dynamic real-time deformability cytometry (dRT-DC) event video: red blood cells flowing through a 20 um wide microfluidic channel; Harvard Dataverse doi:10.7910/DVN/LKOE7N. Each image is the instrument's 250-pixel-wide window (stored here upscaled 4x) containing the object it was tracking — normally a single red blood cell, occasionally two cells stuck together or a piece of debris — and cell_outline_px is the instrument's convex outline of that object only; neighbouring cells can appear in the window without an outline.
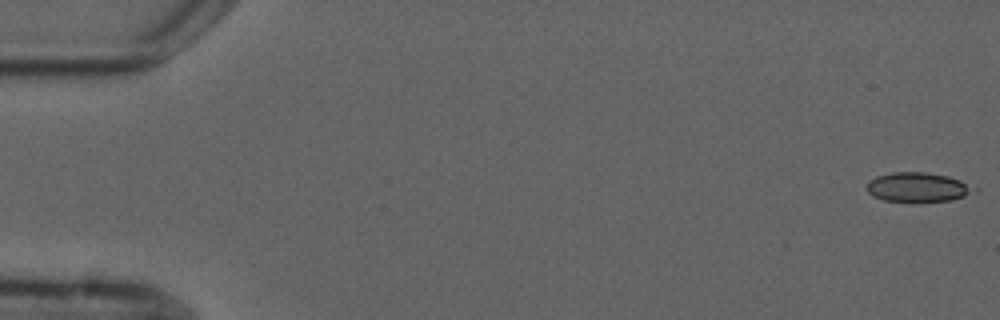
{"species": "common noctule bat (a hibernating species)", "species_latin": "Nyctalus noctula", "temperature_condition": "cold", "stored_images_in_passage": 8, "camera_frame_rate_fps": 3000, "um_per_image_px": 0.085, "animal": {"sex": "male", "forearm_length_mm": 52.5}, "frame": {"image": 1, "passage_image": 1, "time_ms": 0.0, "image_size_px": [1000, 320], "cell_outline_px": [[976, 192], [952, 200], [912, 204], [884, 200], [872, 196], [864, 188], [868, 180], [876, 176], [892, 172], [924, 172], [948, 176], [960, 180], [976, 188]], "centroid_in_image_um": [77.96, 15.95], "position_along_channel_um": 7.0, "area_um2": 19.13}}
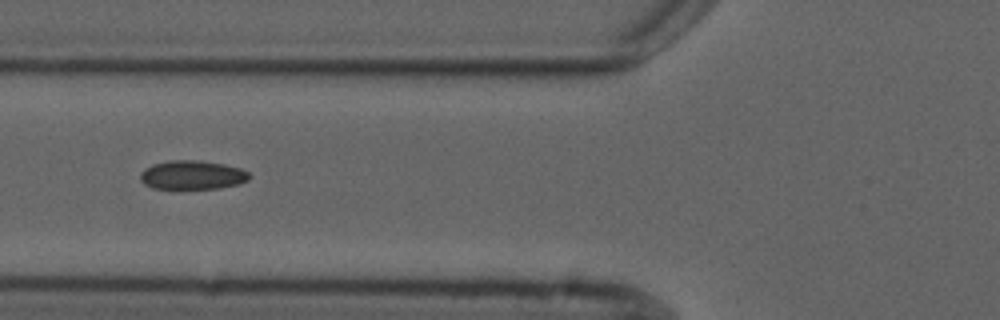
{"frame": {"image": 2, "passage_image": 6, "time_ms": 6.667, "image_size_px": [1000, 320], "cell_outline_px": [[248, 180], [236, 184], [220, 188], [152, 188], [144, 184], [140, 180], [140, 172], [144, 168], [152, 164], [168, 160], [200, 160], [224, 164], [240, 168], [248, 172]], "centroid_in_image_um": [16.29, 14.86], "position_along_channel_um": 109.5, "area_um2": 18.32}}
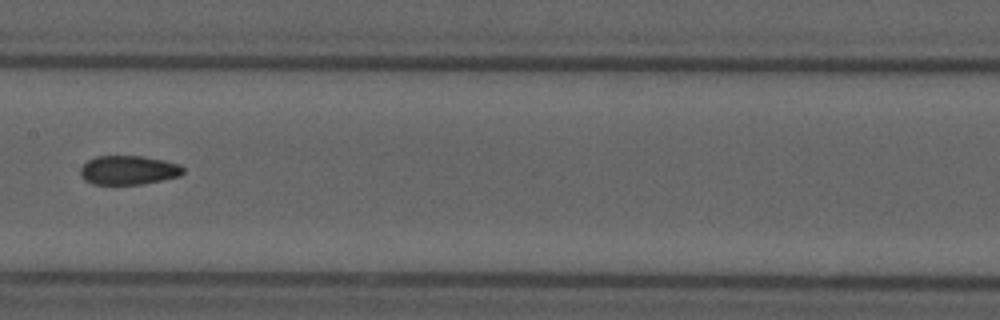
{"frame": {"image": 3, "passage_image": 8, "time_ms": 9.0, "image_size_px": [1000, 320], "cell_outline_px": [[184, 172], [180, 176], [140, 184], [92, 184], [84, 180], [80, 176], [80, 168], [88, 160], [96, 156], [144, 156], [164, 160], [180, 164], [184, 168]], "centroid_in_image_um": [10.91, 14.45], "position_along_channel_um": 196.5, "area_um2": 17.46}}